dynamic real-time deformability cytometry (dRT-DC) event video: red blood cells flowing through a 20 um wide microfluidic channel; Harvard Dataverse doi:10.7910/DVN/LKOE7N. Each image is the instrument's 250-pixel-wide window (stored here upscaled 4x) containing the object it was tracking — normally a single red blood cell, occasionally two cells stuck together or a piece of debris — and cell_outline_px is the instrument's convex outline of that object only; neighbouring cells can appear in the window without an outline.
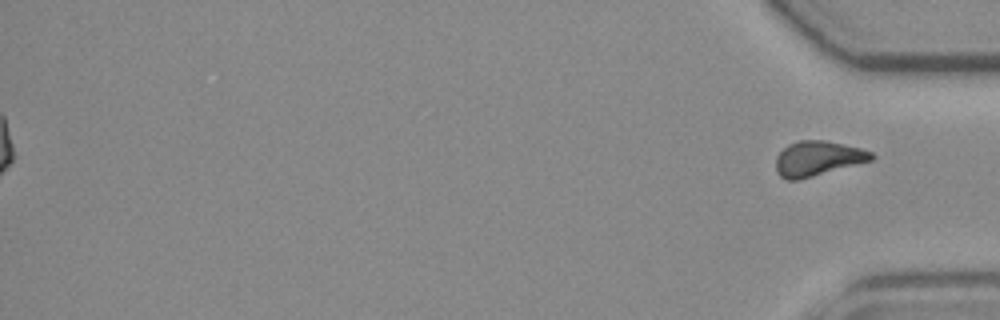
{"species": "common noctule bat (a hibernating species)", "species_latin": "Nyctalus noctula", "temperature_condition": "room temperature", "stored_images_in_passage": 46, "segment_of_instrument_passage": [2, 2], "camera_frame_rate_fps": 3000, "um_per_image_px": 0.085, "animal": {"sex": "female", "body_mass_g": 19.3, "forearm_length_mm": 54.1}, "frame": {"image": 1, "passage_image": 46, "time_ms": 15.0, "image_size_px": [1000, 320], "cell_outline_px": [[876, 156], [872, 160], [800, 180], [784, 180], [776, 172], [776, 156], [788, 144], [800, 140], [824, 140], [860, 148], [872, 152]], "centroid_in_image_um": [69.48, 13.48], "position_along_channel_um": 365.7, "area_um2": 19.48}}